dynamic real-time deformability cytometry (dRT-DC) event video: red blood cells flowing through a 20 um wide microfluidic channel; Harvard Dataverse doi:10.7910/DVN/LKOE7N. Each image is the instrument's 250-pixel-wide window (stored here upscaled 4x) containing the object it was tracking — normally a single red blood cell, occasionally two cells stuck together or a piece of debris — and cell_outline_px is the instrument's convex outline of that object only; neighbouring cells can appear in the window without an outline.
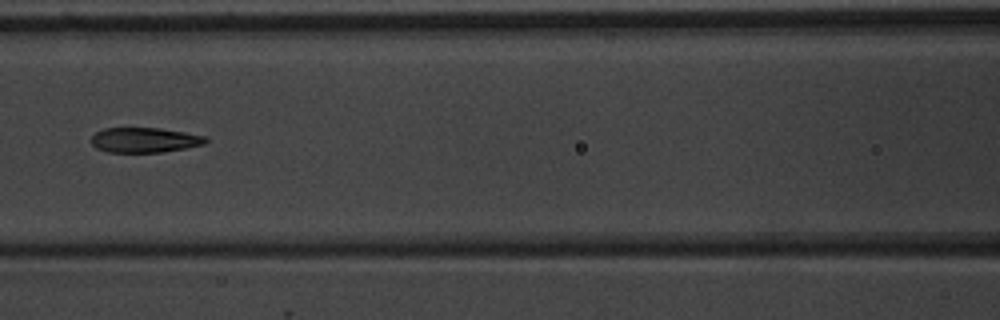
{"species": "common noctule bat (a hibernating species)", "species_latin": "Nyctalus noctula", "temperature_condition": "warm", "stored_images_in_passage": 7, "camera_frame_rate_fps": 3000, "um_per_image_px": 0.085, "animal": {"sex": "male", "body_mass_g": 20.1, "forearm_length_mm": 53.5}, "frame": {"image": 1, "passage_image": 7, "time_ms": 7.0, "image_size_px": [1000, 320], "cell_outline_px": [[208, 140], [204, 144], [188, 148], [160, 152], [108, 152], [96, 148], [92, 144], [92, 136], [96, 132], [104, 128], [160, 128], [184, 132], [204, 136]], "centroid_in_image_um": [12.29, 11.9], "position_along_channel_um": 154.3, "area_um2": 16.59}}